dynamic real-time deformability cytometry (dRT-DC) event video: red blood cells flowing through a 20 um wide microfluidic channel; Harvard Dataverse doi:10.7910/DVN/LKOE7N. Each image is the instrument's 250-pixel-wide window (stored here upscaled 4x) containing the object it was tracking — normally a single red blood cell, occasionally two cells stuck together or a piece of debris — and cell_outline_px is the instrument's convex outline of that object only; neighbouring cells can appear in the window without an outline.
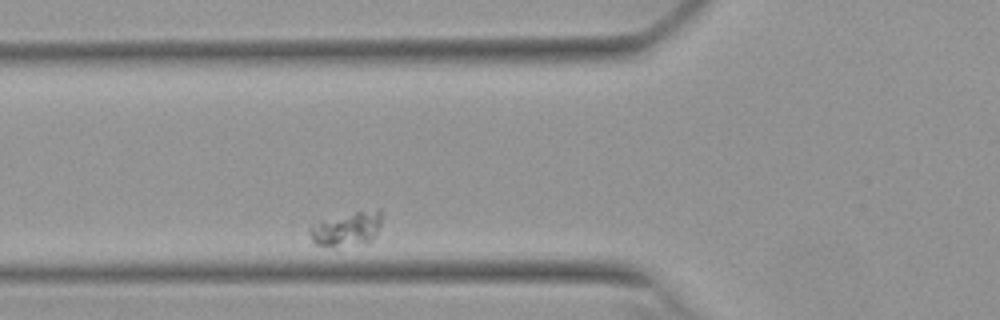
{"species": "Egyptian fruit bat (a non-hibernating species)", "species_latin": "Rousettus aegyptiacus", "temperature_condition": "warm", "stored_images_in_passage": 34, "camera_frame_rate_fps": 3000, "um_per_image_px": 0.085, "animal": {"sex": "female"}, "frame": {"image": 1, "passage_image": 7, "time_ms": 2.0, "image_size_px": [1000, 320], "cell_outline_px": [[380, 224], [376, 236], [368, 244], [336, 248], [332, 248], [316, 244], [312, 240], [308, 232], [308, 228], [356, 212], [380, 208]], "centroid_in_image_um": [29.54, 19.55], "position_along_channel_um": 96.3, "area_um2": 14.1}}
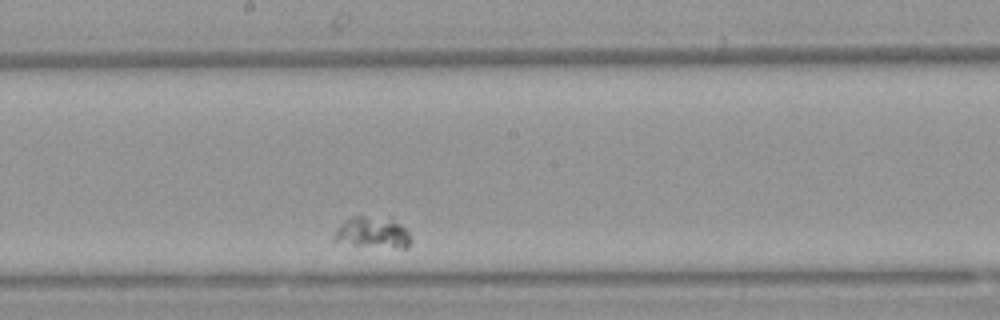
{"frame": {"image": 2, "passage_image": 19, "time_ms": 6.0, "image_size_px": [1000, 320], "cell_outline_px": [[412, 240], [408, 248], [404, 248], [332, 244], [332, 236], [340, 224], [352, 216], [388, 216], [400, 224], [408, 232]], "centroid_in_image_um": [31.61, 19.78], "position_along_channel_um": 216.6, "area_um2": 14.57}}
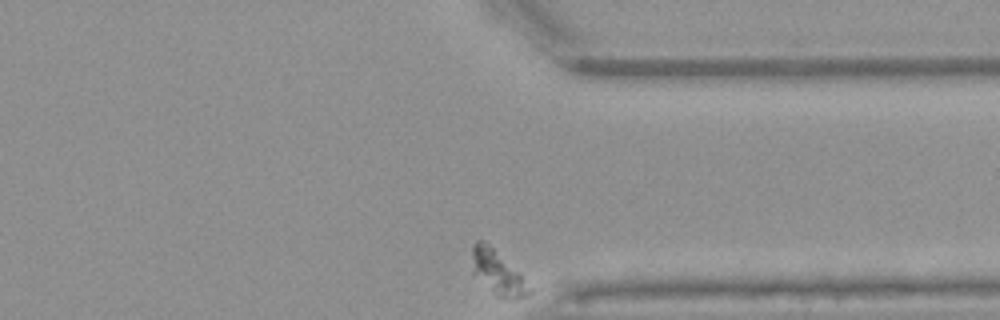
{"frame": {"image": 3, "passage_image": 34, "time_ms": 11.0, "image_size_px": [1000, 320], "cell_outline_px": [[532, 292], [524, 296], [508, 300], [504, 300], [472, 272], [472, 244], [476, 240], [484, 240], [520, 272], [532, 288]], "centroid_in_image_um": [42.33, 23.14], "position_along_channel_um": 369.1, "area_um2": 14.51}}